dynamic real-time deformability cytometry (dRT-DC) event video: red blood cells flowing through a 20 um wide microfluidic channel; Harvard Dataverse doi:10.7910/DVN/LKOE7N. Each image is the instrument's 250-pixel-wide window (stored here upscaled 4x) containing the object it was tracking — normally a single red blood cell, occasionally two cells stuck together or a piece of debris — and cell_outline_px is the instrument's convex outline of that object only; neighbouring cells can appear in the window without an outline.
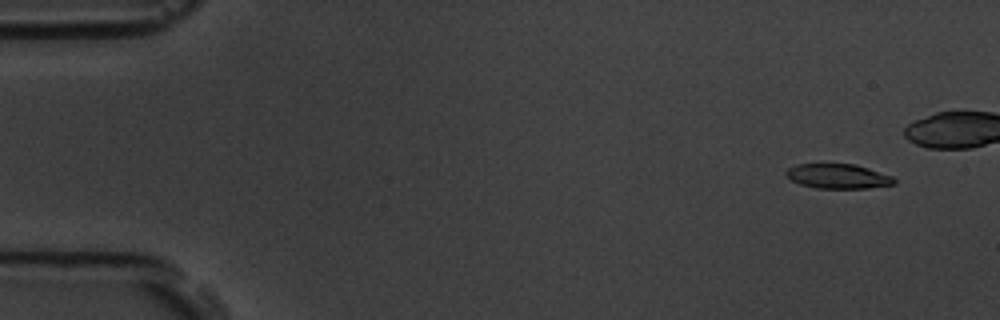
{"species": "common noctule bat (a hibernating species)", "species_latin": "Nyctalus noctula", "temperature_condition": "room temperature", "stored_images_in_passage": 45, "camera_frame_rate_fps": 3000, "um_per_image_px": 0.085, "animal": {"sex": "male", "body_mass_g": 19.5, "forearm_length_mm": 54.6}, "frame": {"image": 1, "passage_image": 4, "time_ms": 1.0, "image_size_px": [1000, 320], "cell_outline_px": [[896, 184], [868, 188], [816, 188], [800, 184], [792, 180], [784, 172], [788, 168], [796, 164], [852, 164], [868, 168], [892, 176], [896, 180]], "centroid_in_image_um": [71.24, 14.98], "position_along_channel_um": 13.8, "area_um2": 15.43}}
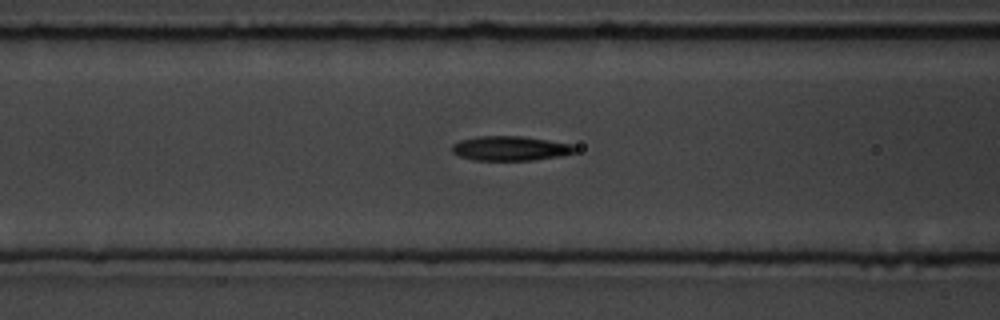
{"frame": {"image": 2, "passage_image": 22, "time_ms": 7.0, "image_size_px": [1000, 320], "cell_outline_px": [[576, 152], [560, 156], [532, 160], [476, 160], [460, 156], [452, 152], [452, 144], [460, 140], [476, 136], [524, 136], [572, 144], [576, 148]], "centroid_in_image_um": [43.37, 12.6], "position_along_channel_um": 123.2, "area_um2": 17.57}}
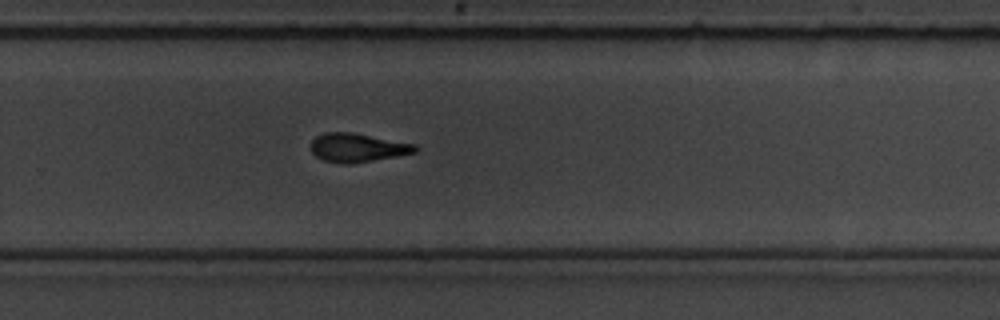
{"frame": {"image": 3, "passage_image": 36, "time_ms": 11.667, "image_size_px": [1000, 320], "cell_outline_px": [[420, 148], [416, 152], [396, 156], [348, 164], [340, 164], [324, 160], [316, 156], [312, 152], [312, 140], [316, 136], [324, 132], [352, 132], [416, 144]], "centroid_in_image_um": [30.4, 12.54], "position_along_channel_um": 299.4, "area_um2": 17.4}}